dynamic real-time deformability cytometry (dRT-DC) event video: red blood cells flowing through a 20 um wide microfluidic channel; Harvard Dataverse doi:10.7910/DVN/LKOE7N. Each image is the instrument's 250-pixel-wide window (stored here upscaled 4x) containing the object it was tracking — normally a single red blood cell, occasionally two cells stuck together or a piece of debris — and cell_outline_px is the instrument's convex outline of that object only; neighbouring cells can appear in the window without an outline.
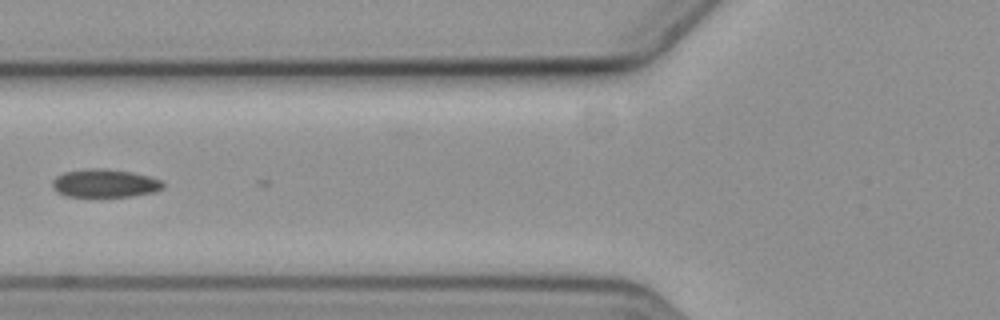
{"species": "common noctule bat (a hibernating species)", "species_latin": "Nyctalus noctula", "temperature_condition": "cold", "stored_images_in_passage": 7, "camera_frame_rate_fps": 3000, "um_per_image_px": 0.085, "animal": {"sex": "female", "body_mass_g": 19.3, "forearm_length_mm": 54.1}, "frame": {"image": 1, "passage_image": 4, "time_ms": 3.667, "image_size_px": [1000, 320], "cell_outline_px": [[164, 188], [156, 192], [132, 196], [68, 196], [56, 192], [52, 188], [52, 180], [56, 176], [64, 172], [88, 168], [104, 168], [132, 172], [164, 180]], "centroid_in_image_um": [8.93, 15.57], "position_along_channel_um": 116.9, "area_um2": 18.38}}
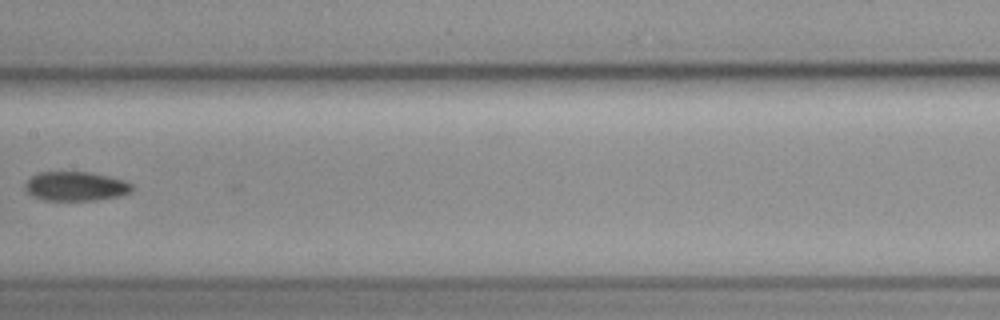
{"frame": {"image": 2, "passage_image": 6, "time_ms": 6.0, "image_size_px": [1000, 320], "cell_outline_px": [[136, 188], [132, 192], [116, 196], [96, 200], [44, 200], [28, 192], [24, 188], [24, 184], [32, 176], [40, 172], [88, 172], [108, 176], [124, 180], [132, 184]], "centroid_in_image_um": [6.47, 15.83], "position_along_channel_um": 200.9, "area_um2": 18.09}}